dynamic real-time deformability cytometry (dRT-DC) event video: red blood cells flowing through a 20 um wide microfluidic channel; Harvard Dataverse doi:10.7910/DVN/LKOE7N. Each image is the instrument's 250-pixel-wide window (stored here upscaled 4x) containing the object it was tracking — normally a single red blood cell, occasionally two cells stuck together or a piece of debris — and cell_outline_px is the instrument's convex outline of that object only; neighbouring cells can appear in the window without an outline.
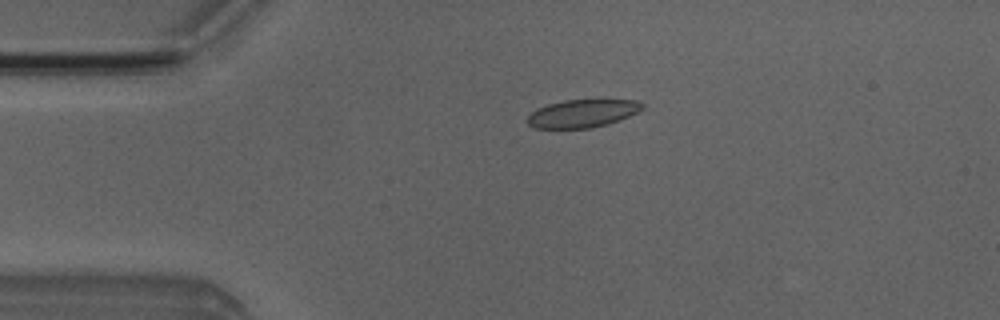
{"species": "Egyptian fruit bat (a non-hibernating species)", "species_latin": "Rousettus aegyptiacus", "temperature_condition": "room temperature", "stored_images_in_passage": 4, "camera_frame_rate_fps": 3000, "um_per_image_px": 0.085, "animal": {"sex": "male"}, "frame": {"image": 1, "passage_image": 2, "time_ms": 1.333, "image_size_px": [1000, 320], "cell_outline_px": [[644, 108], [620, 120], [608, 124], [592, 128], [532, 128], [524, 120], [536, 108], [548, 104], [564, 100], [600, 96], [604, 96], [636, 100], [644, 104]], "centroid_in_image_um": [49.55, 9.58], "position_along_channel_um": 35.4, "area_um2": 19.88}}